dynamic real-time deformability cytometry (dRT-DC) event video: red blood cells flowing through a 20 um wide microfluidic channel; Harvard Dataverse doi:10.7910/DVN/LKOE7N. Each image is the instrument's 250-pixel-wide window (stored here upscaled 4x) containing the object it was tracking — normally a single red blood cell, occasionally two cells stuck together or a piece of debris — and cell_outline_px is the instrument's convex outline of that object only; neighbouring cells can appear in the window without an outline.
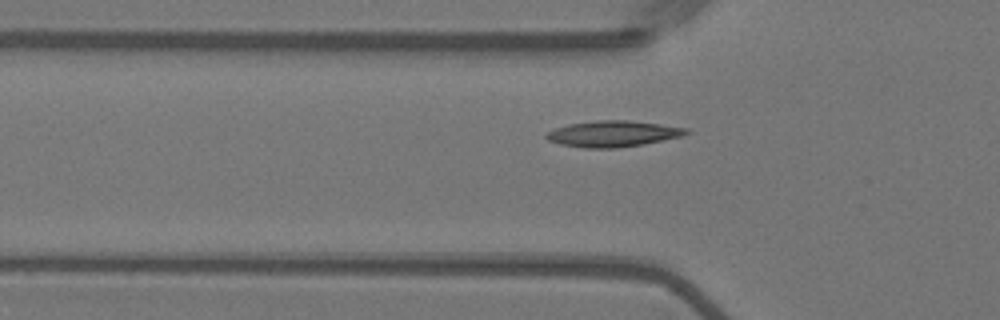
{"species": "Egyptian fruit bat (a non-hibernating species)", "species_latin": "Rousettus aegyptiacus", "temperature_condition": "warm", "stored_images_in_passage": 39, "camera_frame_rate_fps": 3000, "um_per_image_px": 0.085, "animal": {"sex": "female"}, "frame": {"image": 1, "passage_image": 4, "time_ms": 1.0, "image_size_px": [1000, 320], "cell_outline_px": [[692, 132], [680, 136], [644, 144], [616, 148], [584, 148], [560, 144], [548, 140], [544, 136], [548, 132], [556, 128], [568, 124], [600, 120], [628, 120], [660, 124], [688, 128]], "centroid_in_image_um": [52.11, 11.37], "position_along_channel_um": 73.7, "area_um2": 21.15}}
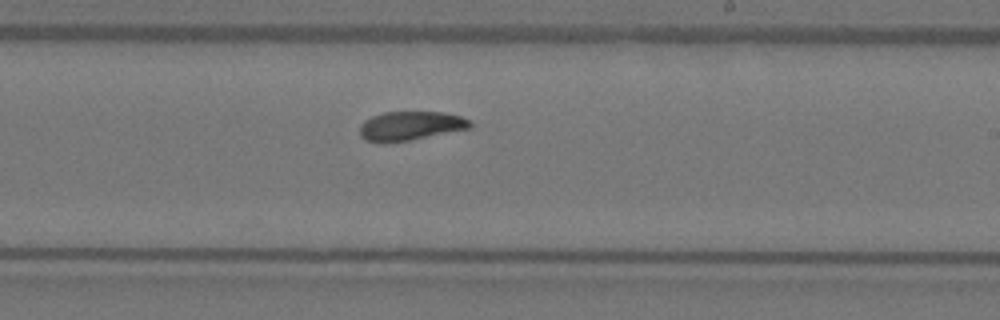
{"frame": {"image": 2, "passage_image": 19, "time_ms": 6.0, "image_size_px": [1000, 320], "cell_outline_px": [[472, 128], [408, 140], [384, 144], [380, 144], [364, 140], [360, 136], [360, 124], [364, 120], [372, 116], [384, 112], [444, 112], [460, 116], [472, 120]], "centroid_in_image_um": [34.86, 10.71], "position_along_channel_um": 254.1, "area_um2": 18.96}}
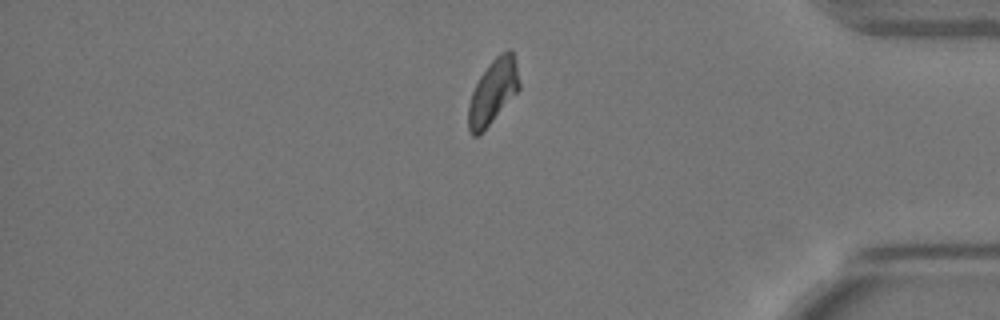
{"frame": {"image": 3, "passage_image": 33, "time_ms": 10.667, "image_size_px": [1000, 320], "cell_outline_px": [[520, 88], [492, 120], [476, 136], [472, 136], [468, 128], [468, 104], [472, 92], [480, 76], [492, 60], [500, 52], [508, 48], [512, 52], [516, 60], [520, 84]], "centroid_in_image_um": [41.9, 7.74], "position_along_channel_um": 393.3, "area_um2": 18.73}, "authors_computed_cell_mechanics": {"area_um2": 19.2474, "velocity_mm_per_s": 3.594, "shape_relaxation_time_tau1_ms": 4.1552, "shape_relaxation_time_tau2_ms": 2.3306, "deformation_change_tau1": 0.1211, "deformation_change_tau2": 0.0573}}